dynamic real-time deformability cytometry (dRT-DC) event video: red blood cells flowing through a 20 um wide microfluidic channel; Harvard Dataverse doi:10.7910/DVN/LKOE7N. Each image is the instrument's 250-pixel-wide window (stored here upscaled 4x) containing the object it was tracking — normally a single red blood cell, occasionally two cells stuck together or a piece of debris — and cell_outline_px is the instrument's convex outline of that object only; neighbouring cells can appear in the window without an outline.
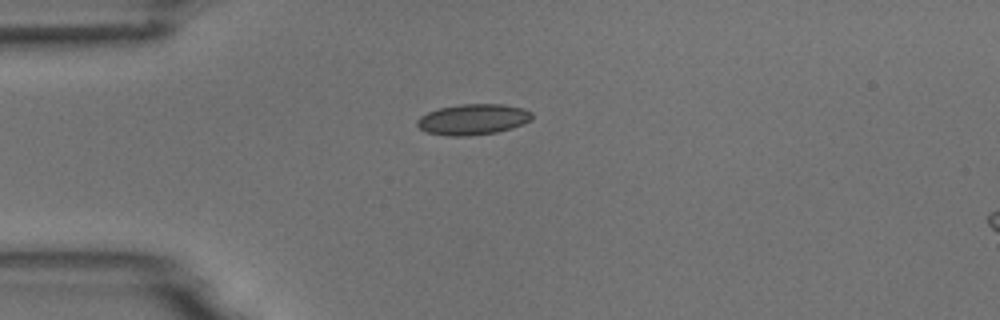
{"species": "common noctule bat (a hibernating species)", "species_latin": "Nyctalus noctula", "temperature_condition": "room temperature", "stored_images_in_passage": 6, "camera_frame_rate_fps": 3000, "um_per_image_px": 0.085, "animal": {"sex": "male", "body_mass_g": 18.8}, "frame": {"image": 1, "passage_image": 1, "time_ms": 0.0, "image_size_px": [1000, 320], "cell_outline_px": [[532, 116], [524, 124], [512, 128], [496, 132], [468, 136], [448, 136], [424, 132], [416, 124], [416, 120], [420, 116], [428, 112], [440, 108], [460, 104], [504, 104], [524, 108], [532, 112]], "centroid_in_image_um": [40.18, 10.15], "position_along_channel_um": 44.8, "area_um2": 20.69}}
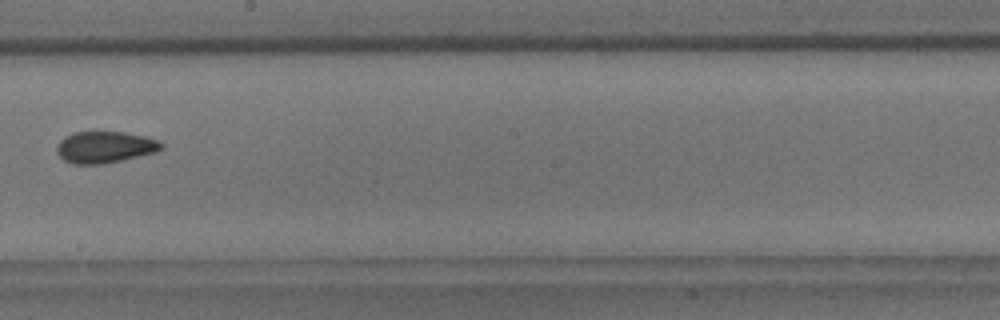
{"frame": {"image": 2, "passage_image": 6, "time_ms": 5.667, "image_size_px": [1000, 320], "cell_outline_px": [[164, 148], [156, 152], [104, 164], [72, 164], [64, 160], [56, 152], [56, 148], [60, 140], [64, 136], [76, 132], [124, 132], [144, 136], [160, 140], [164, 144]], "centroid_in_image_um": [8.93, 12.51], "position_along_channel_um": 239.3, "area_um2": 19.36}}